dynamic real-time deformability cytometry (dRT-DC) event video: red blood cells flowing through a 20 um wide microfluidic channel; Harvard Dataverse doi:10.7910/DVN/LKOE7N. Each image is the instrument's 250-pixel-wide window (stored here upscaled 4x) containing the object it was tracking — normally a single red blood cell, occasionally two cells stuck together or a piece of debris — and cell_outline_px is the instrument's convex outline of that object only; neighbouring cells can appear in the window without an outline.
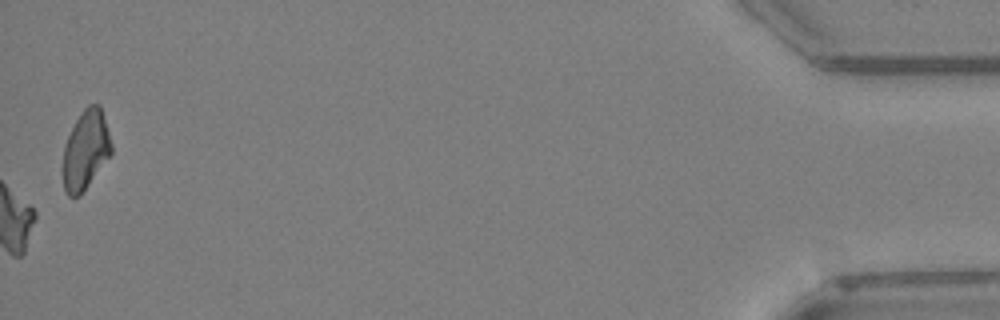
{"species": "Egyptian fruit bat (a non-hibernating species)", "species_latin": "Rousettus aegyptiacus", "temperature_condition": "warm", "stored_images_in_passage": 43, "camera_frame_rate_fps": 3000, "um_per_image_px": 0.085, "animal": {"sex": "female"}, "frame": {"image": 1, "passage_image": 43, "time_ms": 14.0, "image_size_px": [1000, 320], "cell_outline_px": [[112, 152], [80, 196], [68, 196], [64, 192], [60, 168], [64, 144], [80, 112], [88, 104], [100, 104], [112, 144]], "centroid_in_image_um": [7.22, 12.77], "position_along_channel_um": 428.0, "area_um2": 22.72}}